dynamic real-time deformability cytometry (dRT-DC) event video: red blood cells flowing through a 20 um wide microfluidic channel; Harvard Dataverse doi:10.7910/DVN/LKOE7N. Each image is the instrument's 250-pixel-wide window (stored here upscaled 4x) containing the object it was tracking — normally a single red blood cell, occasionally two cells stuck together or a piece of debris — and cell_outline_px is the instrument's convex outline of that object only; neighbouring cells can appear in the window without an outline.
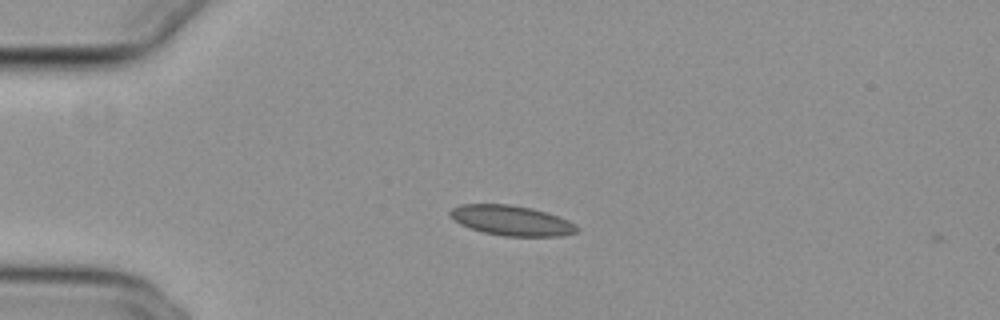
{"species": "common noctule bat (a hibernating species)", "species_latin": "Nyctalus noctula", "temperature_condition": "cold", "stored_images_in_passage": 2, "camera_frame_rate_fps": 3000, "um_per_image_px": 0.085, "animal": {"sex": "female", "body_mass_g": 29.2, "forearm_length_mm": 56.3}, "frame": {"image": 1, "passage_image": 1, "time_ms": 0.0, "image_size_px": [1000, 320], "cell_outline_px": [[580, 228], [576, 232], [560, 236], [504, 236], [484, 232], [468, 228], [460, 224], [448, 216], [448, 212], [452, 208], [460, 204], [508, 204], [532, 208], [548, 212], [568, 220], [576, 224]], "centroid_in_image_um": [43.46, 18.74], "position_along_channel_um": 41.5, "area_um2": 22.43}}